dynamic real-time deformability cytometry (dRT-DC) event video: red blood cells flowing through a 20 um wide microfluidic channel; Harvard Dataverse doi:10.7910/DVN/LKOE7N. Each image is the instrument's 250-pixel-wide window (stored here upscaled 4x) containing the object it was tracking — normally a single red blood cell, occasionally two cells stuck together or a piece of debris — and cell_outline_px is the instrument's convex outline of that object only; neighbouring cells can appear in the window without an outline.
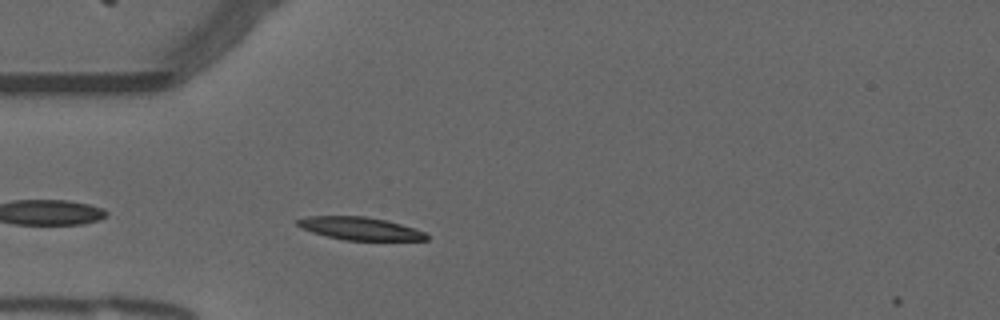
{"species": "common noctule bat (a hibernating species)", "species_latin": "Nyctalus noctula", "temperature_condition": "warm", "stored_images_in_passage": 4, "camera_frame_rate_fps": 3000, "um_per_image_px": 0.085, "animal": {"sex": "male", "forearm_length_mm": 52.5}, "frame": {"image": 1, "passage_image": 3, "time_ms": 0.667, "image_size_px": [1000, 320], "cell_outline_px": [[428, 240], [344, 240], [312, 232], [300, 228], [296, 224], [296, 220], [308, 216], [364, 216], [384, 220], [416, 228], [424, 232], [428, 236]], "centroid_in_image_um": [30.58, 19.42], "position_along_channel_um": 54.4, "area_um2": 17.05}}